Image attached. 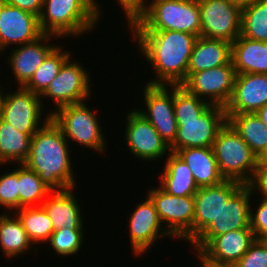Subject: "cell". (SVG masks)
I'll use <instances>...</instances> for the list:
<instances>
[{
	"instance_id": "obj_1",
	"label": "cell",
	"mask_w": 267,
	"mask_h": 267,
	"mask_svg": "<svg viewBox=\"0 0 267 267\" xmlns=\"http://www.w3.org/2000/svg\"><path fill=\"white\" fill-rule=\"evenodd\" d=\"M138 40L139 52L153 66L156 78L150 85H181L197 36L181 31H132ZM136 36V37H135Z\"/></svg>"
},
{
	"instance_id": "obj_2",
	"label": "cell",
	"mask_w": 267,
	"mask_h": 267,
	"mask_svg": "<svg viewBox=\"0 0 267 267\" xmlns=\"http://www.w3.org/2000/svg\"><path fill=\"white\" fill-rule=\"evenodd\" d=\"M43 122L32 136L30 153L23 164L35 171L52 191L75 188L68 141L50 118V113H47Z\"/></svg>"
},
{
	"instance_id": "obj_3",
	"label": "cell",
	"mask_w": 267,
	"mask_h": 267,
	"mask_svg": "<svg viewBox=\"0 0 267 267\" xmlns=\"http://www.w3.org/2000/svg\"><path fill=\"white\" fill-rule=\"evenodd\" d=\"M131 31L201 32L198 0H152L128 23Z\"/></svg>"
},
{
	"instance_id": "obj_4",
	"label": "cell",
	"mask_w": 267,
	"mask_h": 267,
	"mask_svg": "<svg viewBox=\"0 0 267 267\" xmlns=\"http://www.w3.org/2000/svg\"><path fill=\"white\" fill-rule=\"evenodd\" d=\"M97 3L96 0H43L40 30L57 38L91 32L101 17Z\"/></svg>"
},
{
	"instance_id": "obj_5",
	"label": "cell",
	"mask_w": 267,
	"mask_h": 267,
	"mask_svg": "<svg viewBox=\"0 0 267 267\" xmlns=\"http://www.w3.org/2000/svg\"><path fill=\"white\" fill-rule=\"evenodd\" d=\"M212 148L225 180L254 185L258 176V156L228 122L219 130Z\"/></svg>"
},
{
	"instance_id": "obj_6",
	"label": "cell",
	"mask_w": 267,
	"mask_h": 267,
	"mask_svg": "<svg viewBox=\"0 0 267 267\" xmlns=\"http://www.w3.org/2000/svg\"><path fill=\"white\" fill-rule=\"evenodd\" d=\"M85 102L62 106L50 113V118L68 140L91 148L96 152L106 151V140L97 114ZM57 110V111H56ZM106 147V148H105Z\"/></svg>"
},
{
	"instance_id": "obj_7",
	"label": "cell",
	"mask_w": 267,
	"mask_h": 267,
	"mask_svg": "<svg viewBox=\"0 0 267 267\" xmlns=\"http://www.w3.org/2000/svg\"><path fill=\"white\" fill-rule=\"evenodd\" d=\"M254 185H242L223 204L216 218L191 242L200 252L214 237L230 231L250 228L251 195Z\"/></svg>"
},
{
	"instance_id": "obj_8",
	"label": "cell",
	"mask_w": 267,
	"mask_h": 267,
	"mask_svg": "<svg viewBox=\"0 0 267 267\" xmlns=\"http://www.w3.org/2000/svg\"><path fill=\"white\" fill-rule=\"evenodd\" d=\"M148 196L153 201L163 228L173 237L192 242L195 213L194 196L178 197L165 192L160 186L150 188Z\"/></svg>"
},
{
	"instance_id": "obj_9",
	"label": "cell",
	"mask_w": 267,
	"mask_h": 267,
	"mask_svg": "<svg viewBox=\"0 0 267 267\" xmlns=\"http://www.w3.org/2000/svg\"><path fill=\"white\" fill-rule=\"evenodd\" d=\"M177 133L171 152L192 147H213L219 130L227 122L225 107L210 105L198 118L176 119Z\"/></svg>"
},
{
	"instance_id": "obj_10",
	"label": "cell",
	"mask_w": 267,
	"mask_h": 267,
	"mask_svg": "<svg viewBox=\"0 0 267 267\" xmlns=\"http://www.w3.org/2000/svg\"><path fill=\"white\" fill-rule=\"evenodd\" d=\"M200 36L229 43L241 35L242 9L229 0H198Z\"/></svg>"
},
{
	"instance_id": "obj_11",
	"label": "cell",
	"mask_w": 267,
	"mask_h": 267,
	"mask_svg": "<svg viewBox=\"0 0 267 267\" xmlns=\"http://www.w3.org/2000/svg\"><path fill=\"white\" fill-rule=\"evenodd\" d=\"M18 91L8 92L3 95L0 118L12 124L21 133H28L33 136L40 126L43 114V101L40 95L18 87Z\"/></svg>"
},
{
	"instance_id": "obj_12",
	"label": "cell",
	"mask_w": 267,
	"mask_h": 267,
	"mask_svg": "<svg viewBox=\"0 0 267 267\" xmlns=\"http://www.w3.org/2000/svg\"><path fill=\"white\" fill-rule=\"evenodd\" d=\"M70 57L61 67L58 75L52 80L40 98L49 97L56 109L88 100L91 96L89 73L81 64ZM88 98V99H87Z\"/></svg>"
},
{
	"instance_id": "obj_13",
	"label": "cell",
	"mask_w": 267,
	"mask_h": 267,
	"mask_svg": "<svg viewBox=\"0 0 267 267\" xmlns=\"http://www.w3.org/2000/svg\"><path fill=\"white\" fill-rule=\"evenodd\" d=\"M236 75L231 60L226 65L192 73L181 85L198 98L210 96L211 105L225 107L231 99Z\"/></svg>"
},
{
	"instance_id": "obj_14",
	"label": "cell",
	"mask_w": 267,
	"mask_h": 267,
	"mask_svg": "<svg viewBox=\"0 0 267 267\" xmlns=\"http://www.w3.org/2000/svg\"><path fill=\"white\" fill-rule=\"evenodd\" d=\"M170 87L172 91L167 90ZM146 110L137 109L157 130L160 137L170 146L177 133V121L173 106V85L146 84L144 90Z\"/></svg>"
},
{
	"instance_id": "obj_15",
	"label": "cell",
	"mask_w": 267,
	"mask_h": 267,
	"mask_svg": "<svg viewBox=\"0 0 267 267\" xmlns=\"http://www.w3.org/2000/svg\"><path fill=\"white\" fill-rule=\"evenodd\" d=\"M125 126V141L128 150L146 161H158V159L171 152L169 146L160 137V134L152 124L137 109L129 110Z\"/></svg>"
},
{
	"instance_id": "obj_16",
	"label": "cell",
	"mask_w": 267,
	"mask_h": 267,
	"mask_svg": "<svg viewBox=\"0 0 267 267\" xmlns=\"http://www.w3.org/2000/svg\"><path fill=\"white\" fill-rule=\"evenodd\" d=\"M43 35L39 17L0 0V54L10 45H24Z\"/></svg>"
},
{
	"instance_id": "obj_17",
	"label": "cell",
	"mask_w": 267,
	"mask_h": 267,
	"mask_svg": "<svg viewBox=\"0 0 267 267\" xmlns=\"http://www.w3.org/2000/svg\"><path fill=\"white\" fill-rule=\"evenodd\" d=\"M146 200L139 202L136 208L130 213L129 238L132 251L135 255L141 256L150 249L155 240L160 237H172L159 220L157 210L151 198L147 195ZM162 231V232H161Z\"/></svg>"
},
{
	"instance_id": "obj_18",
	"label": "cell",
	"mask_w": 267,
	"mask_h": 267,
	"mask_svg": "<svg viewBox=\"0 0 267 267\" xmlns=\"http://www.w3.org/2000/svg\"><path fill=\"white\" fill-rule=\"evenodd\" d=\"M242 185L234 180H224L214 186L199 187L194 195L192 241L216 218L223 204H226Z\"/></svg>"
},
{
	"instance_id": "obj_19",
	"label": "cell",
	"mask_w": 267,
	"mask_h": 267,
	"mask_svg": "<svg viewBox=\"0 0 267 267\" xmlns=\"http://www.w3.org/2000/svg\"><path fill=\"white\" fill-rule=\"evenodd\" d=\"M267 104V74H237L226 114L256 113Z\"/></svg>"
},
{
	"instance_id": "obj_20",
	"label": "cell",
	"mask_w": 267,
	"mask_h": 267,
	"mask_svg": "<svg viewBox=\"0 0 267 267\" xmlns=\"http://www.w3.org/2000/svg\"><path fill=\"white\" fill-rule=\"evenodd\" d=\"M54 37L56 38L57 36L43 34L34 42L12 49L8 64L12 68L11 70L14 74V79L18 82V86H24L31 79L47 55L56 47L54 44L52 46L48 44L49 40L53 39L54 41Z\"/></svg>"
},
{
	"instance_id": "obj_21",
	"label": "cell",
	"mask_w": 267,
	"mask_h": 267,
	"mask_svg": "<svg viewBox=\"0 0 267 267\" xmlns=\"http://www.w3.org/2000/svg\"><path fill=\"white\" fill-rule=\"evenodd\" d=\"M255 240L251 229H239L214 237L199 253L219 264H236Z\"/></svg>"
},
{
	"instance_id": "obj_22",
	"label": "cell",
	"mask_w": 267,
	"mask_h": 267,
	"mask_svg": "<svg viewBox=\"0 0 267 267\" xmlns=\"http://www.w3.org/2000/svg\"><path fill=\"white\" fill-rule=\"evenodd\" d=\"M73 191V192H72ZM74 195V188L63 191H52L42 207L50 217L54 231L69 228L71 230H83L82 211L79 202Z\"/></svg>"
},
{
	"instance_id": "obj_23",
	"label": "cell",
	"mask_w": 267,
	"mask_h": 267,
	"mask_svg": "<svg viewBox=\"0 0 267 267\" xmlns=\"http://www.w3.org/2000/svg\"><path fill=\"white\" fill-rule=\"evenodd\" d=\"M231 58V43L199 36L193 45L187 78L192 73L226 65Z\"/></svg>"
},
{
	"instance_id": "obj_24",
	"label": "cell",
	"mask_w": 267,
	"mask_h": 267,
	"mask_svg": "<svg viewBox=\"0 0 267 267\" xmlns=\"http://www.w3.org/2000/svg\"><path fill=\"white\" fill-rule=\"evenodd\" d=\"M231 53L236 74H267V42L240 35L231 43Z\"/></svg>"
},
{
	"instance_id": "obj_25",
	"label": "cell",
	"mask_w": 267,
	"mask_h": 267,
	"mask_svg": "<svg viewBox=\"0 0 267 267\" xmlns=\"http://www.w3.org/2000/svg\"><path fill=\"white\" fill-rule=\"evenodd\" d=\"M176 154L188 165L198 187L214 186L225 180L219 172L212 147L185 148Z\"/></svg>"
},
{
	"instance_id": "obj_26",
	"label": "cell",
	"mask_w": 267,
	"mask_h": 267,
	"mask_svg": "<svg viewBox=\"0 0 267 267\" xmlns=\"http://www.w3.org/2000/svg\"><path fill=\"white\" fill-rule=\"evenodd\" d=\"M164 164V170L159 178V186L165 192L174 196H194L199 187L184 160L175 152H170Z\"/></svg>"
},
{
	"instance_id": "obj_27",
	"label": "cell",
	"mask_w": 267,
	"mask_h": 267,
	"mask_svg": "<svg viewBox=\"0 0 267 267\" xmlns=\"http://www.w3.org/2000/svg\"><path fill=\"white\" fill-rule=\"evenodd\" d=\"M227 122L259 156L267 149V126L256 113L226 114Z\"/></svg>"
},
{
	"instance_id": "obj_28",
	"label": "cell",
	"mask_w": 267,
	"mask_h": 267,
	"mask_svg": "<svg viewBox=\"0 0 267 267\" xmlns=\"http://www.w3.org/2000/svg\"><path fill=\"white\" fill-rule=\"evenodd\" d=\"M32 136L21 133L0 118V165L16 161L18 166L29 156Z\"/></svg>"
},
{
	"instance_id": "obj_29",
	"label": "cell",
	"mask_w": 267,
	"mask_h": 267,
	"mask_svg": "<svg viewBox=\"0 0 267 267\" xmlns=\"http://www.w3.org/2000/svg\"><path fill=\"white\" fill-rule=\"evenodd\" d=\"M32 244L16 214L15 217L8 213L0 215V245L5 257H18L30 250Z\"/></svg>"
},
{
	"instance_id": "obj_30",
	"label": "cell",
	"mask_w": 267,
	"mask_h": 267,
	"mask_svg": "<svg viewBox=\"0 0 267 267\" xmlns=\"http://www.w3.org/2000/svg\"><path fill=\"white\" fill-rule=\"evenodd\" d=\"M14 213L33 245L48 242L54 229L50 217L42 206L22 207Z\"/></svg>"
},
{
	"instance_id": "obj_31",
	"label": "cell",
	"mask_w": 267,
	"mask_h": 267,
	"mask_svg": "<svg viewBox=\"0 0 267 267\" xmlns=\"http://www.w3.org/2000/svg\"><path fill=\"white\" fill-rule=\"evenodd\" d=\"M18 167L19 209L41 206L52 190L24 164Z\"/></svg>"
},
{
	"instance_id": "obj_32",
	"label": "cell",
	"mask_w": 267,
	"mask_h": 267,
	"mask_svg": "<svg viewBox=\"0 0 267 267\" xmlns=\"http://www.w3.org/2000/svg\"><path fill=\"white\" fill-rule=\"evenodd\" d=\"M63 47L56 46L35 71L31 79L23 86L35 94L41 95L58 75L62 65L70 58L71 53L62 51Z\"/></svg>"
},
{
	"instance_id": "obj_33",
	"label": "cell",
	"mask_w": 267,
	"mask_h": 267,
	"mask_svg": "<svg viewBox=\"0 0 267 267\" xmlns=\"http://www.w3.org/2000/svg\"><path fill=\"white\" fill-rule=\"evenodd\" d=\"M241 35L267 42V0H259L242 9Z\"/></svg>"
},
{
	"instance_id": "obj_34",
	"label": "cell",
	"mask_w": 267,
	"mask_h": 267,
	"mask_svg": "<svg viewBox=\"0 0 267 267\" xmlns=\"http://www.w3.org/2000/svg\"><path fill=\"white\" fill-rule=\"evenodd\" d=\"M211 104L198 98L182 85H173V106L176 119L198 118Z\"/></svg>"
},
{
	"instance_id": "obj_35",
	"label": "cell",
	"mask_w": 267,
	"mask_h": 267,
	"mask_svg": "<svg viewBox=\"0 0 267 267\" xmlns=\"http://www.w3.org/2000/svg\"><path fill=\"white\" fill-rule=\"evenodd\" d=\"M85 230H71L69 228L55 230L48 240L52 250L62 257L74 255L81 249L84 242Z\"/></svg>"
},
{
	"instance_id": "obj_36",
	"label": "cell",
	"mask_w": 267,
	"mask_h": 267,
	"mask_svg": "<svg viewBox=\"0 0 267 267\" xmlns=\"http://www.w3.org/2000/svg\"><path fill=\"white\" fill-rule=\"evenodd\" d=\"M0 206L11 211L19 209L18 168L0 176Z\"/></svg>"
},
{
	"instance_id": "obj_37",
	"label": "cell",
	"mask_w": 267,
	"mask_h": 267,
	"mask_svg": "<svg viewBox=\"0 0 267 267\" xmlns=\"http://www.w3.org/2000/svg\"><path fill=\"white\" fill-rule=\"evenodd\" d=\"M236 267H267V240L255 239Z\"/></svg>"
},
{
	"instance_id": "obj_38",
	"label": "cell",
	"mask_w": 267,
	"mask_h": 267,
	"mask_svg": "<svg viewBox=\"0 0 267 267\" xmlns=\"http://www.w3.org/2000/svg\"><path fill=\"white\" fill-rule=\"evenodd\" d=\"M261 197V202L258 204L257 209L254 210L255 212L251 208L250 228L255 239L267 240V198Z\"/></svg>"
},
{
	"instance_id": "obj_39",
	"label": "cell",
	"mask_w": 267,
	"mask_h": 267,
	"mask_svg": "<svg viewBox=\"0 0 267 267\" xmlns=\"http://www.w3.org/2000/svg\"><path fill=\"white\" fill-rule=\"evenodd\" d=\"M118 2L125 12L127 23L131 22L148 4L145 0H118Z\"/></svg>"
},
{
	"instance_id": "obj_40",
	"label": "cell",
	"mask_w": 267,
	"mask_h": 267,
	"mask_svg": "<svg viewBox=\"0 0 267 267\" xmlns=\"http://www.w3.org/2000/svg\"><path fill=\"white\" fill-rule=\"evenodd\" d=\"M3 1L6 4L33 13L38 17L40 16L43 8V0H3Z\"/></svg>"
},
{
	"instance_id": "obj_41",
	"label": "cell",
	"mask_w": 267,
	"mask_h": 267,
	"mask_svg": "<svg viewBox=\"0 0 267 267\" xmlns=\"http://www.w3.org/2000/svg\"><path fill=\"white\" fill-rule=\"evenodd\" d=\"M256 191H259V194L267 198V170H258V176L254 183Z\"/></svg>"
},
{
	"instance_id": "obj_42",
	"label": "cell",
	"mask_w": 267,
	"mask_h": 267,
	"mask_svg": "<svg viewBox=\"0 0 267 267\" xmlns=\"http://www.w3.org/2000/svg\"><path fill=\"white\" fill-rule=\"evenodd\" d=\"M198 260L201 265L198 267H236L234 264H219L205 259L199 252H197Z\"/></svg>"
},
{
	"instance_id": "obj_43",
	"label": "cell",
	"mask_w": 267,
	"mask_h": 267,
	"mask_svg": "<svg viewBox=\"0 0 267 267\" xmlns=\"http://www.w3.org/2000/svg\"><path fill=\"white\" fill-rule=\"evenodd\" d=\"M258 170H267V149L258 156Z\"/></svg>"
},
{
	"instance_id": "obj_44",
	"label": "cell",
	"mask_w": 267,
	"mask_h": 267,
	"mask_svg": "<svg viewBox=\"0 0 267 267\" xmlns=\"http://www.w3.org/2000/svg\"><path fill=\"white\" fill-rule=\"evenodd\" d=\"M232 4L243 9L244 7L250 6L259 0H229Z\"/></svg>"
},
{
	"instance_id": "obj_45",
	"label": "cell",
	"mask_w": 267,
	"mask_h": 267,
	"mask_svg": "<svg viewBox=\"0 0 267 267\" xmlns=\"http://www.w3.org/2000/svg\"><path fill=\"white\" fill-rule=\"evenodd\" d=\"M256 114L267 126V104L259 109Z\"/></svg>"
},
{
	"instance_id": "obj_46",
	"label": "cell",
	"mask_w": 267,
	"mask_h": 267,
	"mask_svg": "<svg viewBox=\"0 0 267 267\" xmlns=\"http://www.w3.org/2000/svg\"><path fill=\"white\" fill-rule=\"evenodd\" d=\"M2 86L0 85V110H1V104H2V100H3V95H4V92H2L3 89H1Z\"/></svg>"
}]
</instances>
